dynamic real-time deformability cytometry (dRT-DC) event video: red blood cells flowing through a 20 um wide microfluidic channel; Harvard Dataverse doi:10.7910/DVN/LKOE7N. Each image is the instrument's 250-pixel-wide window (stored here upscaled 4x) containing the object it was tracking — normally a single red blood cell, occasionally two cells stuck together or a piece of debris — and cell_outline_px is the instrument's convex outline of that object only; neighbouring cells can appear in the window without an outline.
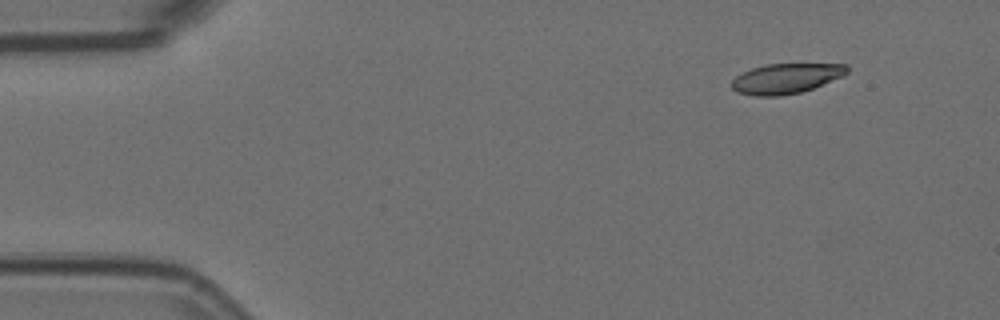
{"species": "Egyptian fruit bat (a non-hibernating species)", "species_latin": "Rousettus aegyptiacus", "temperature_condition": "room temperature", "stored_images_in_passage": 4, "camera_frame_rate_fps": 3000, "um_per_image_px": 0.085, "animal": {"sex": "female"}, "frame": {"image": 1, "passage_image": 1, "time_ms": 0.0, "image_size_px": [1000, 320], "cell_outline_px": [[848, 72], [844, 76], [812, 88], [800, 92], [776, 96], [756, 96], [736, 92], [732, 88], [732, 80], [736, 76], [752, 68], [764, 64], [848, 64]], "centroid_in_image_um": [66.81, 6.66], "position_along_channel_um": 18.2, "area_um2": 20.11}}
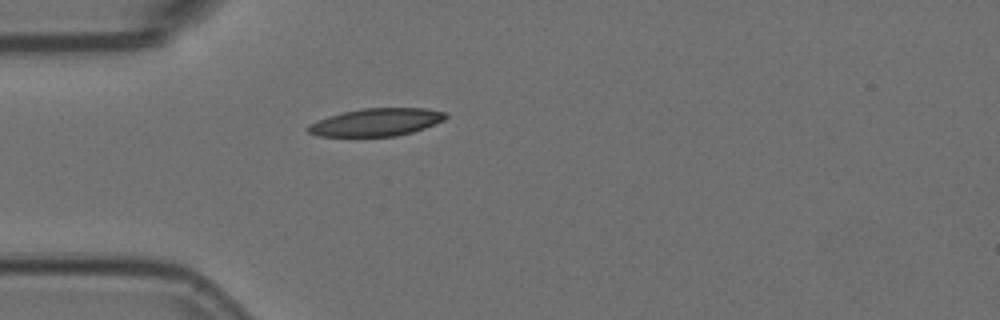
{"frame": {"image": 2, "passage_image": 4, "time_ms": 1.0, "image_size_px": [1000, 320], "cell_outline_px": [[448, 116], [444, 120], [424, 128], [412, 132], [396, 136], [316, 136], [308, 132], [304, 128], [308, 124], [328, 116], [344, 112], [364, 108], [424, 108], [448, 112]], "centroid_in_image_um": [31.98, 10.38], "position_along_channel_um": 53.0, "area_um2": 22.25}}